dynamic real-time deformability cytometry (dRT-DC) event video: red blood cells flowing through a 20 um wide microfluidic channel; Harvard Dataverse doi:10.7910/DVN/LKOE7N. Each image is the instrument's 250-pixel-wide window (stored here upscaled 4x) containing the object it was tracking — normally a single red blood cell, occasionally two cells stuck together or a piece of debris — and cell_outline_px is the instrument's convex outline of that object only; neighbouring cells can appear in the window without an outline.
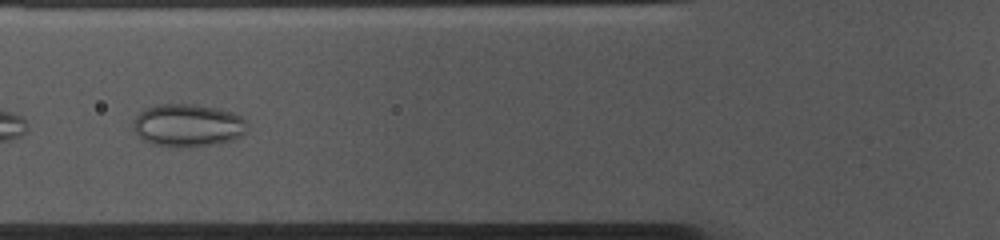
{"species": "common noctule bat (a hibernating species)", "species_latin": "Nyctalus noctula", "temperature_condition": "cold", "stored_images_in_passage": 21, "camera_frame_rate_fps": 3000, "um_per_image_px": 0.085, "animal": {"sex": "female", "body_mass_g": 10.0, "forearm_length_mm": 53.1}, "frame": {"image": 1, "passage_image": 18, "time_ms": 5.667, "image_size_px": [1000, 240], "cell_outline_px": [[248, 128], [240, 136], [232, 140], [212, 144], [152, 144], [144, 140], [132, 128], [132, 120], [144, 108], [156, 104], [192, 104], [216, 108], [232, 112], [240, 116], [244, 120]], "centroid_in_image_um": [15.93, 10.6], "position_along_channel_um": 109.9, "area_um2": 27.57}}